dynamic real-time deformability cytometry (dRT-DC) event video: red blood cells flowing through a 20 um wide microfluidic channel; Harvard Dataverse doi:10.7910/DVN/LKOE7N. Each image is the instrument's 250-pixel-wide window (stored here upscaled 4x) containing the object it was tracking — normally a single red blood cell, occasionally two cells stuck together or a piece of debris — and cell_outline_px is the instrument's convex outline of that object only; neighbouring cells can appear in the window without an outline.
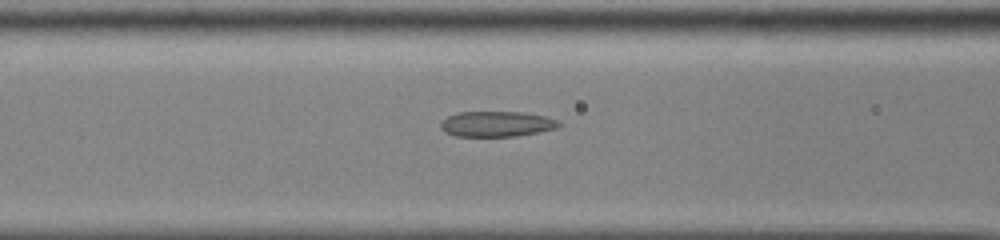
{"species": "common noctule bat (a hibernating species)", "species_latin": "Nyctalus noctula", "temperature_condition": "cold", "stored_images_in_passage": 43, "camera_frame_rate_fps": 3000, "um_per_image_px": 0.085, "animal": {"sex": "male", "body_mass_g": 13.0, "forearm_length_mm": 53.1}, "frame": {"image": 1, "passage_image": 13, "time_ms": 4.0, "image_size_px": [1000, 240], "cell_outline_px": [[560, 124], [556, 128], [540, 132], [516, 136], [456, 136], [444, 132], [440, 128], [440, 124], [448, 116], [456, 112], [524, 112], [544, 116], [556, 120]], "centroid_in_image_um": [42.18, 10.54], "position_along_channel_um": 124.4, "area_um2": 17.46}}
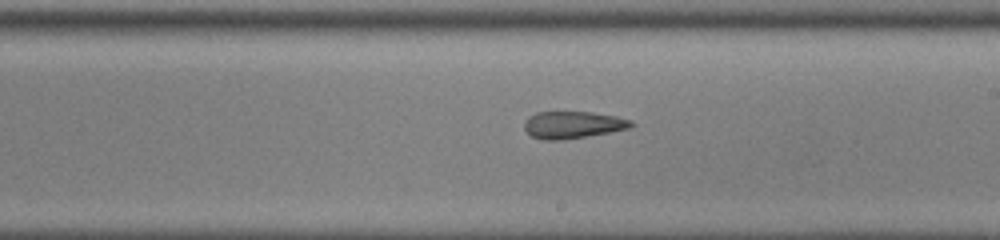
{"frame": {"image": 2, "passage_image": 22, "time_ms": 7.0, "image_size_px": [1000, 240], "cell_outline_px": [[636, 124], [628, 128], [608, 132], [564, 140], [544, 140], [532, 136], [524, 128], [524, 124], [528, 116], [536, 112], [592, 112], [616, 116], [632, 120]], "centroid_in_image_um": [48.69, 10.6], "position_along_channel_um": 240.3, "area_um2": 16.82}}
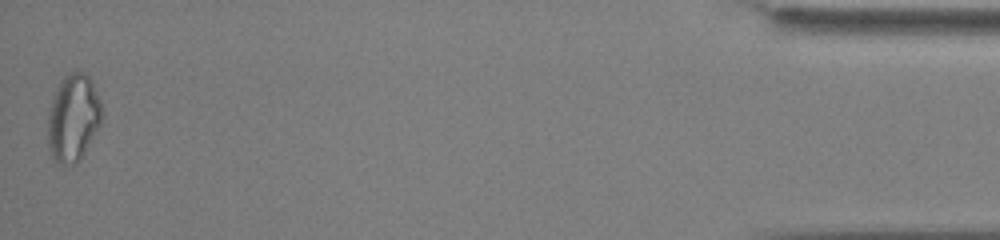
{"frame": {"image": 3, "passage_image": 43, "time_ms": 14.0, "image_size_px": [1000, 240], "cell_outline_px": [[104, 116], [100, 124], [80, 156], [72, 164], [60, 164], [52, 160], [48, 148], [48, 112], [52, 96], [60, 80], [68, 72], [84, 72], [92, 80], [100, 100], [104, 112]], "centroid_in_image_um": [6.2, 9.96], "position_along_channel_um": 429.0, "area_um2": 27.51}, "authors_computed_cell_mechanics": {"area_um2": 18.5538, "velocity_mm_per_s": 3.8682, "shape_relaxation_time_tau1_ms": null, "shape_relaxation_time_tau2_ms": 2.8303, "deformation_change_tau1": null, "deformation_change_tau2": 0.1065}}